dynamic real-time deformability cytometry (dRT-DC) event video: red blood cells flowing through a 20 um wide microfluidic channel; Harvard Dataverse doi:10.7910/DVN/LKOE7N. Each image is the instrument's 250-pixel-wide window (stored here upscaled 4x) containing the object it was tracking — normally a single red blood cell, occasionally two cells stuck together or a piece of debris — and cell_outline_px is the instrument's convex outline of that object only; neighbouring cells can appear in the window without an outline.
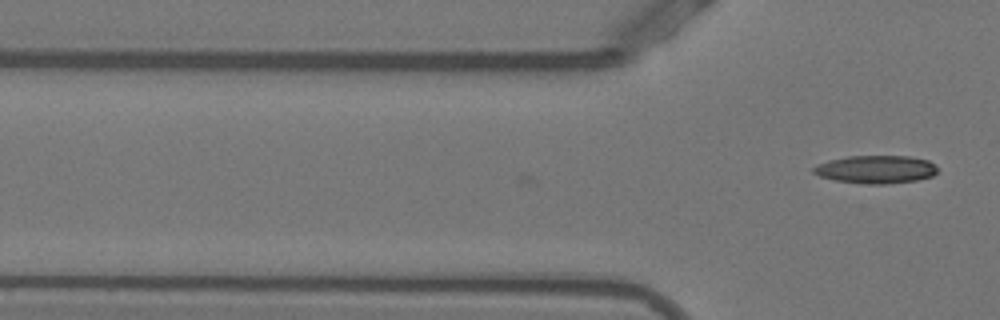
{"species": "Egyptian fruit bat (a non-hibernating species)", "species_latin": "Rousettus aegyptiacus", "temperature_condition": "warm", "stored_images_in_passage": 22, "camera_frame_rate_fps": 3000, "um_per_image_px": 0.085, "animal": {"sex": "female"}, "frame": {"image": 1, "passage_image": 22, "time_ms": 7.0, "image_size_px": [1000, 320], "cell_outline_px": [[936, 172], [932, 176], [916, 180], [884, 184], [868, 184], [836, 180], [820, 176], [812, 172], [812, 168], [816, 164], [828, 160], [848, 156], [908, 156], [928, 160], [936, 164]], "centroid_in_image_um": [74.43, 14.39], "position_along_channel_um": 51.4, "area_um2": 20.17}}